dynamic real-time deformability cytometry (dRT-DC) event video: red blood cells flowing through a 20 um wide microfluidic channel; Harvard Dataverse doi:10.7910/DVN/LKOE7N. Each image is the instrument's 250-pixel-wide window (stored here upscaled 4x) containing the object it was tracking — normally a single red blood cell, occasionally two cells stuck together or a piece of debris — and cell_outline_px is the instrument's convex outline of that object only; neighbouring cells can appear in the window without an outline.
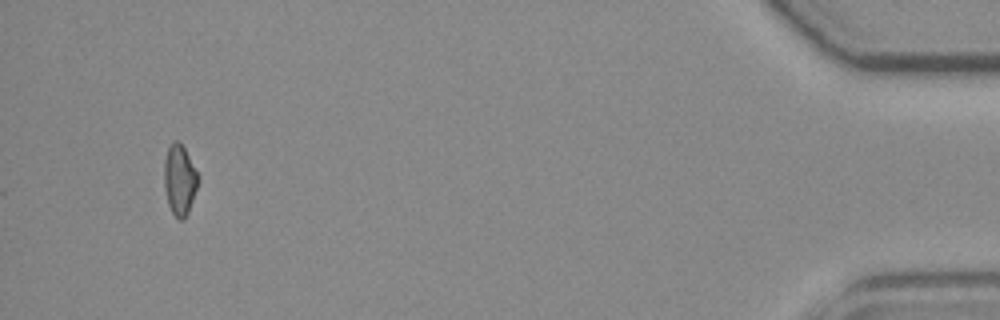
{"species": "common noctule bat (a hibernating species)", "species_latin": "Nyctalus noctula", "temperature_condition": "room temperature", "stored_images_in_passage": 46, "camera_frame_rate_fps": 3000, "um_per_image_px": 0.085, "animal": {"sex": "female", "body_mass_g": 19.3, "forearm_length_mm": 54.1}, "frame": {"image": 1, "passage_image": 46, "time_ms": 15.0, "image_size_px": [1000, 320], "cell_outline_px": [[200, 180], [188, 212], [184, 220], [180, 220], [172, 212], [168, 204], [164, 184], [164, 160], [168, 148], [172, 140], [180, 140], [200, 176]], "centroid_in_image_um": [15.28, 15.25], "position_along_channel_um": 419.9, "area_um2": 14.16}}